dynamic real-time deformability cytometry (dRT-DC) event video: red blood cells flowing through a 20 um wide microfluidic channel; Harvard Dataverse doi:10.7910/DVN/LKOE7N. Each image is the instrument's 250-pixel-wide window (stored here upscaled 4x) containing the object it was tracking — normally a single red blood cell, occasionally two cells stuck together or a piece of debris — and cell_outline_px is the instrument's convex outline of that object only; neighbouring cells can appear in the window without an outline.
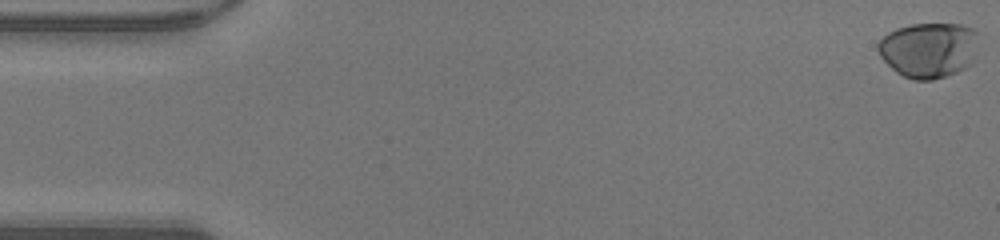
{"species": "human", "species_latin": "Homo sapiens", "temperature_condition": "warm", "stored_images_in_passage": 48, "camera_frame_rate_fps": 3000, "um_per_image_px": 0.085, "donor": {"sex": "male"}, "frame": {"image": 1, "passage_image": 1, "time_ms": 0.0, "image_size_px": [1000, 240], "cell_outline_px": [[976, 60], [972, 64], [956, 72], [932, 80], [912, 80], [896, 72], [880, 56], [876, 48], [876, 44], [888, 32], [896, 28], [912, 24], [960, 24], [976, 28]], "centroid_in_image_um": [78.95, 4.24], "position_along_channel_um": 6.1, "area_um2": 32.71}}
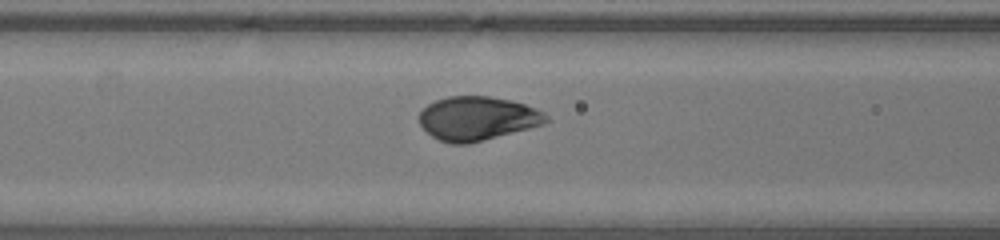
{"frame": {"image": 2, "passage_image": 20, "time_ms": 6.333, "image_size_px": [1000, 240], "cell_outline_px": [[548, 120], [544, 124], [468, 144], [452, 144], [440, 140], [432, 136], [420, 124], [416, 116], [428, 104], [436, 100], [448, 96], [488, 96], [512, 100], [536, 108], [544, 112], [548, 116]], "centroid_in_image_um": [40.56, 10.06], "position_along_channel_um": 126.0, "area_um2": 32.43}}
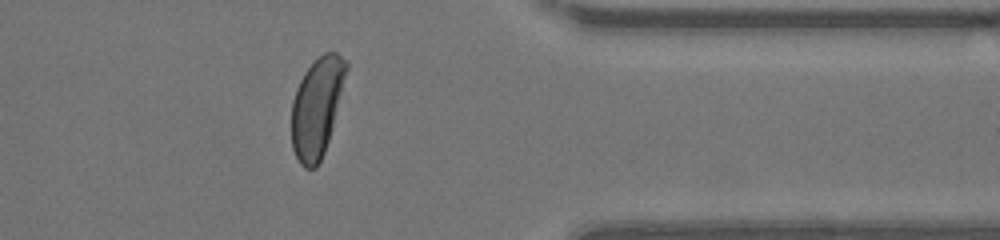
{"frame": {"image": 3, "passage_image": 39, "time_ms": 12.667, "image_size_px": [1000, 240], "cell_outline_px": [[348, 68], [332, 128], [324, 152], [316, 168], [304, 168], [300, 164], [292, 148], [292, 100], [296, 88], [304, 72], [324, 52], [336, 52], [348, 60]], "centroid_in_image_um": [26.94, 9.1], "position_along_channel_um": 384.5, "area_um2": 31.39}, "authors_computed_cell_mechanics": {"area_um2": 32.6281, "velocity_mm_per_s": 4.3587, "shape_relaxation_time_tau1_ms": 1.7332, "shape_relaxation_time_tau2_ms": null, "deformation_change_tau1": 0.1441, "deformation_change_tau2": null}}